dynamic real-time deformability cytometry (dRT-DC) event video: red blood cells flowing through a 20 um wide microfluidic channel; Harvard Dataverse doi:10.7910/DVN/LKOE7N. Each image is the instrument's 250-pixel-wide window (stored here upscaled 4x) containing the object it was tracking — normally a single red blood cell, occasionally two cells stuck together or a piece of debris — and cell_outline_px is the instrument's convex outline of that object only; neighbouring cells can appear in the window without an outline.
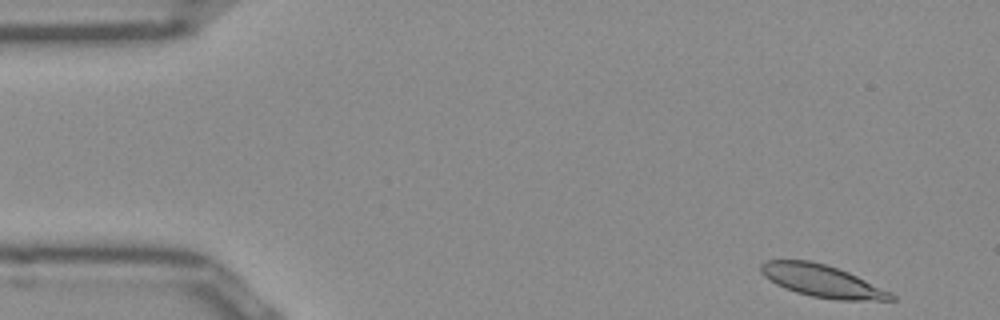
{"species": "Egyptian fruit bat (a non-hibernating species)", "species_latin": "Rousettus aegyptiacus", "temperature_condition": "room temperature", "stored_images_in_passage": 12, "camera_frame_rate_fps": 3000, "um_per_image_px": 0.085, "frame": {"image": 1, "passage_image": 1, "time_ms": 0.0, "image_size_px": [1000, 320], "cell_outline_px": [[896, 300], [836, 300], [812, 296], [796, 292], [784, 288], [776, 284], [764, 276], [760, 272], [760, 264], [764, 260], [808, 260], [824, 264], [848, 272], [896, 296]], "centroid_in_image_um": [69.8, 23.88], "position_along_channel_um": 15.2, "area_um2": 24.1}}